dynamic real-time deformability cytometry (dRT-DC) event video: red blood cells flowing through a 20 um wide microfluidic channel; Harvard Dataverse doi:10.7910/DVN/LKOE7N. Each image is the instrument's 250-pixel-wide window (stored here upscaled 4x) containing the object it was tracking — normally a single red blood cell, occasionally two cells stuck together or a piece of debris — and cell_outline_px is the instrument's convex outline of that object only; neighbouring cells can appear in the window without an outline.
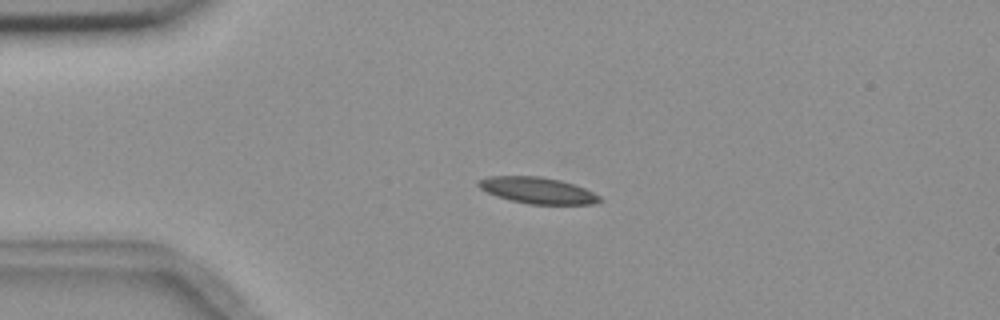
{"species": "common noctule bat (a hibernating species)", "species_latin": "Nyctalus noctula", "temperature_condition": "room temperature", "stored_images_in_passage": 4, "camera_frame_rate_fps": 3000, "um_per_image_px": 0.085, "animal": {"sex": "female", "body_mass_g": 18.4}, "frame": {"image": 1, "passage_image": 3, "time_ms": 2.333, "image_size_px": [1000, 320], "cell_outline_px": [[604, 200], [592, 204], [528, 204], [496, 196], [480, 188], [476, 184], [476, 180], [488, 176], [540, 176], [560, 180], [584, 188], [600, 196]], "centroid_in_image_um": [45.66, 16.18], "position_along_channel_um": 39.3, "area_um2": 18.55}}